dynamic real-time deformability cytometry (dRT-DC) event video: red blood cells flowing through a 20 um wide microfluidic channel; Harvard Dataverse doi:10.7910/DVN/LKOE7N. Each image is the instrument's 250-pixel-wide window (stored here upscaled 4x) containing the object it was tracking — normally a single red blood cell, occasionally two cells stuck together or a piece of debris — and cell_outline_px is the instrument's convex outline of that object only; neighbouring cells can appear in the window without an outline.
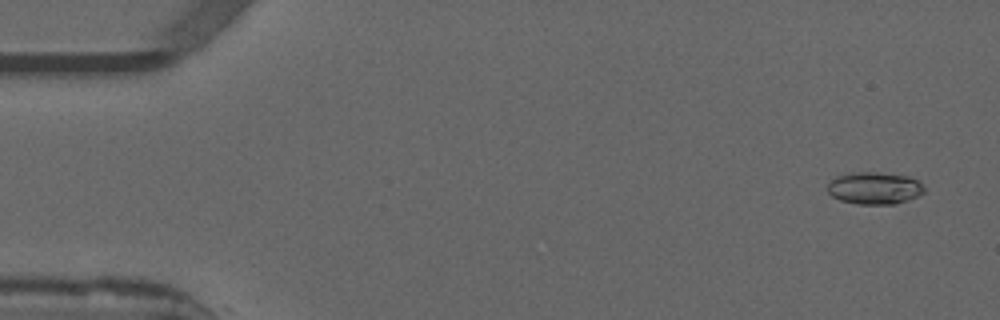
{"species": "common noctule bat (a hibernating species)", "species_latin": "Nyctalus noctula", "temperature_condition": "warm", "stored_images_in_passage": 15, "camera_frame_rate_fps": 3000, "um_per_image_px": 0.085, "animal": {"sex": "male", "forearm_length_mm": 52.5}, "frame": {"image": 1, "passage_image": 3, "time_ms": 0.667, "image_size_px": [1000, 320], "cell_outline_px": [[924, 192], [908, 200], [896, 204], [860, 204], [840, 200], [832, 196], [828, 192], [828, 184], [836, 176], [852, 172], [876, 172], [908, 176], [916, 180], [924, 188]], "centroid_in_image_um": [74.31, 15.99], "position_along_channel_um": 10.7, "area_um2": 17.98}}